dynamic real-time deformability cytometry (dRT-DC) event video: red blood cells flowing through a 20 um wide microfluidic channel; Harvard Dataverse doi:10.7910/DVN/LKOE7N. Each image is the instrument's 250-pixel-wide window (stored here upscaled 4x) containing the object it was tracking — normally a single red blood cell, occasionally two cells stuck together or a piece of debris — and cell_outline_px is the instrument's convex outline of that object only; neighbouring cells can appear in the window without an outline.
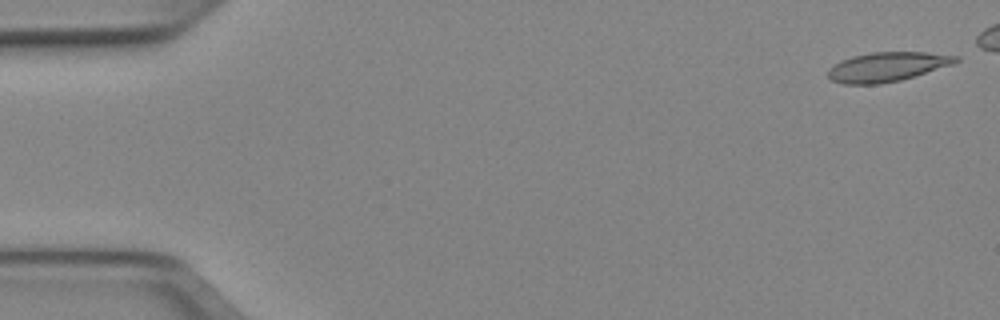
{"species": "Egyptian fruit bat (a non-hibernating species)", "species_latin": "Rousettus aegyptiacus", "temperature_condition": "cold", "stored_images_in_passage": 5, "camera_frame_rate_fps": 3000, "um_per_image_px": 0.085, "animal": {"sex": "female"}, "frame": {"image": 1, "passage_image": 1, "time_ms": 0.0, "image_size_px": [1000, 320], "cell_outline_px": [[960, 60], [952, 64], [900, 80], [880, 84], [844, 84], [832, 80], [828, 76], [828, 68], [840, 60], [852, 56], [872, 52], [924, 52], [960, 56]], "centroid_in_image_um": [75.37, 5.67], "position_along_channel_um": 9.6, "area_um2": 21.73}}
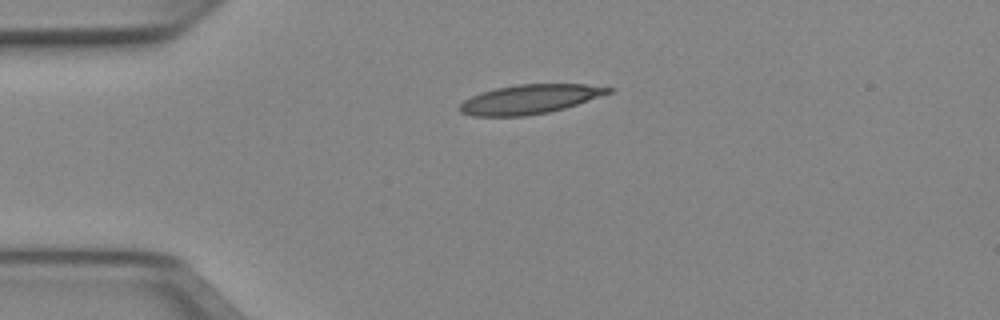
{"frame": {"image": 2, "passage_image": 5, "time_ms": 1.333, "image_size_px": [1000, 320], "cell_outline_px": [[616, 88], [612, 92], [564, 108], [548, 112], [524, 116], [472, 116], [460, 112], [456, 108], [464, 100], [480, 92], [496, 88], [516, 84], [584, 84]], "centroid_in_image_um": [44.99, 8.43], "position_along_channel_um": 40.0, "area_um2": 25.32}}